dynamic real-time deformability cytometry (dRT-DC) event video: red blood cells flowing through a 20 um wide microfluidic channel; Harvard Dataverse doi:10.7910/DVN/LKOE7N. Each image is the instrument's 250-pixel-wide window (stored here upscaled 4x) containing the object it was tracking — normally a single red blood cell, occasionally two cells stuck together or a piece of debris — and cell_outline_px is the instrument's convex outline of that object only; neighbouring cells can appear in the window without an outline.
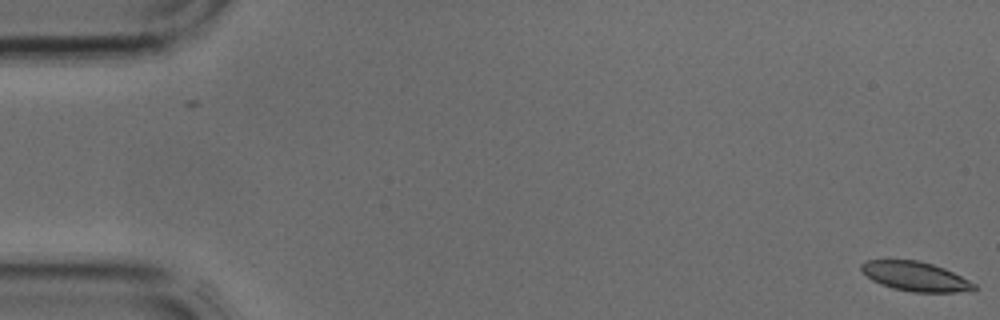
{"species": "common noctule bat (a hibernating species)", "species_latin": "Nyctalus noctula", "temperature_condition": "cold", "stored_images_in_passage": 2, "camera_frame_rate_fps": 3000, "um_per_image_px": 0.085, "animal": {"sex": "male", "body_mass_g": 17.9, "forearm_length_mm": 54.2}, "frame": {"image": 1, "passage_image": 1, "time_ms": 0.0, "image_size_px": [1000, 320], "cell_outline_px": [[976, 288], [956, 292], [912, 292], [892, 288], [880, 284], [872, 280], [860, 268], [860, 264], [864, 260], [920, 260], [944, 268], [976, 284]], "centroid_in_image_um": [77.76, 23.48], "position_along_channel_um": 7.2, "area_um2": 19.13}}